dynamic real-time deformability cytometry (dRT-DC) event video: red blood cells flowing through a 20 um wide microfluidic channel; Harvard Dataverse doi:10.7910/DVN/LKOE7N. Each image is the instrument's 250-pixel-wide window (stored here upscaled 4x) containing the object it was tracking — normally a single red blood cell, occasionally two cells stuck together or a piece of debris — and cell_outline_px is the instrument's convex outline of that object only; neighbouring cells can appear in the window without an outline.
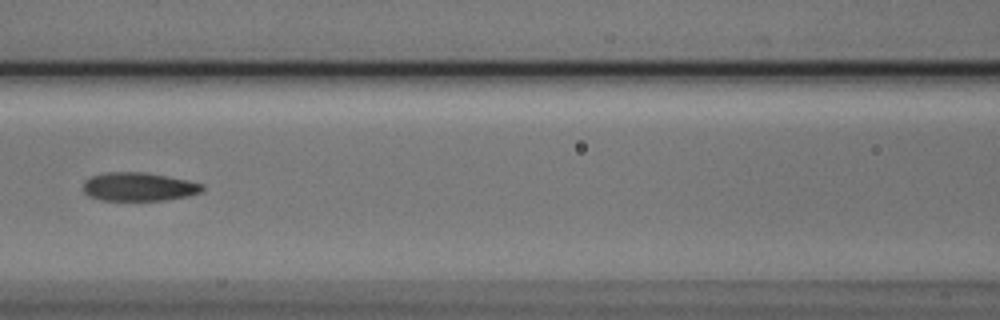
{"species": "Egyptian fruit bat (a non-hibernating species)", "species_latin": "Rousettus aegyptiacus", "temperature_condition": "cold", "stored_images_in_passage": 9, "camera_frame_rate_fps": 3000, "um_per_image_px": 0.085, "animal": {"sex": "male"}, "frame": {"image": 1, "passage_image": 8, "time_ms": 2.333, "image_size_px": [1000, 320], "cell_outline_px": [[204, 192], [188, 196], [164, 200], [100, 200], [88, 196], [84, 192], [84, 180], [92, 176], [104, 172], [144, 172], [188, 180], [204, 184]], "centroid_in_image_um": [11.81, 15.87], "position_along_channel_um": 154.8, "area_um2": 19.94}}
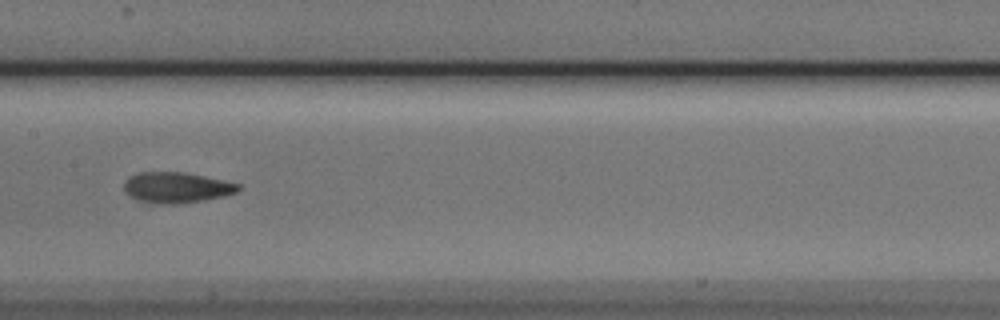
{"frame": {"image": 2, "passage_image": 9, "time_ms": 2.667, "image_size_px": [1000, 320], "cell_outline_px": [[240, 188], [236, 192], [224, 196], [176, 204], [156, 204], [136, 200], [128, 196], [124, 192], [124, 180], [128, 176], [140, 172], [184, 172], [204, 176], [240, 184]], "centroid_in_image_um": [14.93, 15.94], "position_along_channel_um": 192.5, "area_um2": 20.52}}